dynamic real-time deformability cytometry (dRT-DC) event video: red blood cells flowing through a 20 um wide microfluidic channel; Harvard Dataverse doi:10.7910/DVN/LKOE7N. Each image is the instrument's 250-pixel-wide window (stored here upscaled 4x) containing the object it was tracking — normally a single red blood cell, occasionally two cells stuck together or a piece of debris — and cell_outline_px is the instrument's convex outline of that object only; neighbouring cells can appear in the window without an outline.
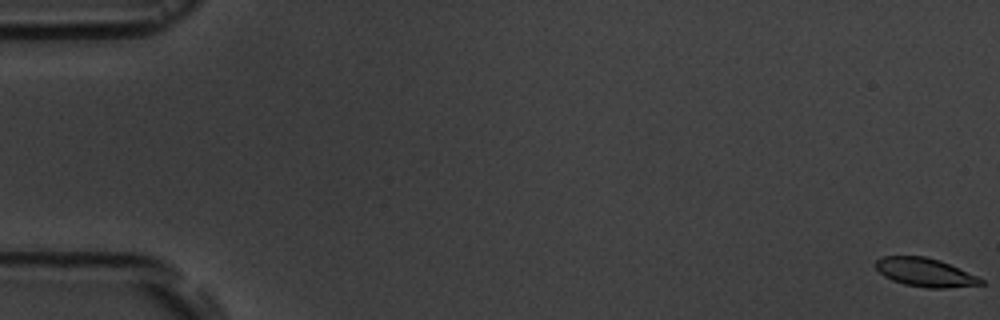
{"species": "common noctule bat (a hibernating species)", "species_latin": "Nyctalus noctula", "temperature_condition": "room temperature", "stored_images_in_passage": 14, "camera_frame_rate_fps": 3000, "um_per_image_px": 0.085, "animal": {"sex": "male", "body_mass_g": 19.5, "forearm_length_mm": 54.6}, "frame": {"image": 1, "passage_image": 1, "time_ms": 0.0, "image_size_px": [1000, 320], "cell_outline_px": [[984, 284], [944, 288], [928, 288], [904, 284], [892, 280], [884, 276], [876, 268], [876, 260], [880, 256], [924, 256], [940, 260], [976, 276], [984, 280]], "centroid_in_image_um": [78.6, 23.15], "position_along_channel_um": 6.4, "area_um2": 17.34}}
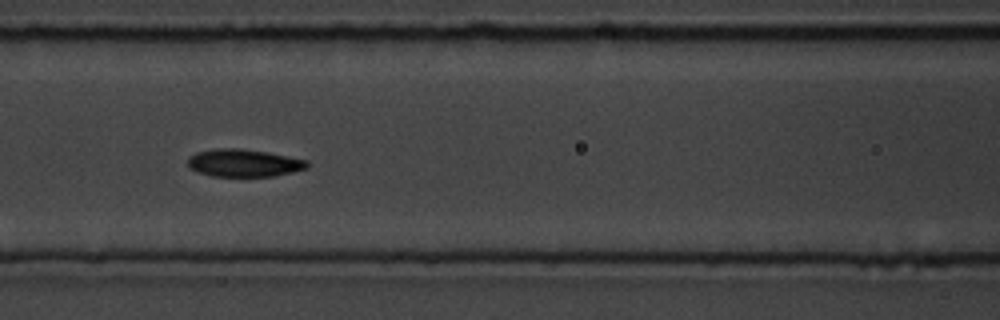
{"frame": {"image": 2, "passage_image": 5, "time_ms": 8.333, "image_size_px": [1000, 320], "cell_outline_px": [[308, 168], [276, 176], [212, 176], [188, 168], [188, 156], [196, 152], [216, 148], [240, 148], [268, 152], [308, 160]], "centroid_in_image_um": [20.72, 13.84], "position_along_channel_um": 145.9, "area_um2": 19.31}}
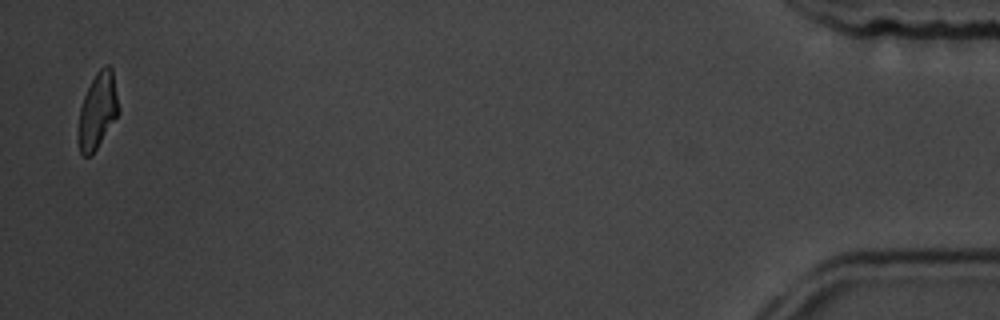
{"frame": {"image": 3, "passage_image": 14, "time_ms": 21.333, "image_size_px": [1000, 320], "cell_outline_px": [[120, 112], [92, 156], [84, 156], [80, 152], [76, 136], [76, 132], [80, 108], [84, 96], [96, 72], [104, 64], [108, 64], [112, 68]], "centroid_in_image_um": [8.28, 9.44], "position_along_channel_um": 426.9, "area_um2": 18.15}, "authors_computed_cell_mechanics": {"area_um2": 18.6694, "velocity_mm_per_s": 3.5908, "shape_relaxation_time_tau1_ms": 2.9576, "shape_relaxation_time_tau2_ms": 4.2767, "deformation_change_tau1": 0.1008, "deformation_change_tau2": 0.0999}}